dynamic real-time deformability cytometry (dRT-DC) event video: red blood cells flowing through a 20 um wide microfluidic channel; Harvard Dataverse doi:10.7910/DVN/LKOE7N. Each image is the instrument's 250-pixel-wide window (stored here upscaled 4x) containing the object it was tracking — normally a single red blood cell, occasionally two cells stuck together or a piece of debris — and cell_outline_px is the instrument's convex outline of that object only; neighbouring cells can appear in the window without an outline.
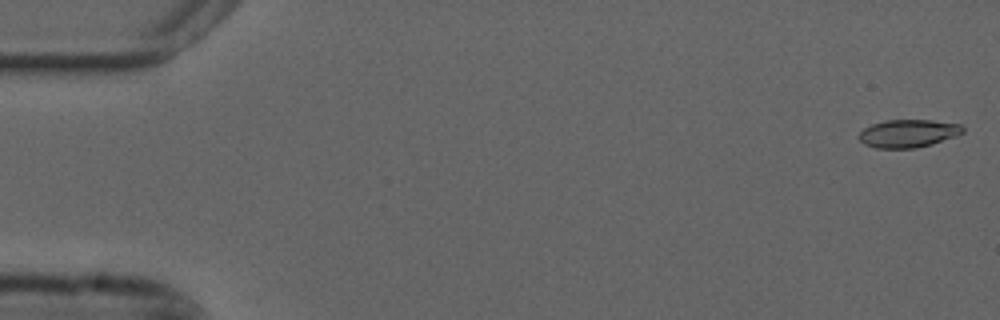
{"species": "common noctule bat (a hibernating species)", "species_latin": "Nyctalus noctula", "temperature_condition": "cold", "stored_images_in_passage": 55, "camera_frame_rate_fps": 3000, "um_per_image_px": 0.085, "animal": {"sex": "male", "forearm_length_mm": 52.5}, "frame": {"image": 1, "passage_image": 1, "time_ms": 0.0, "image_size_px": [1000, 320], "cell_outline_px": [[964, 132], [956, 136], [932, 144], [916, 148], [876, 148], [864, 144], [856, 136], [864, 128], [872, 124], [884, 120], [932, 120], [960, 124], [964, 128]], "centroid_in_image_um": [77.18, 11.34], "position_along_channel_um": 7.8, "area_um2": 16.99}}
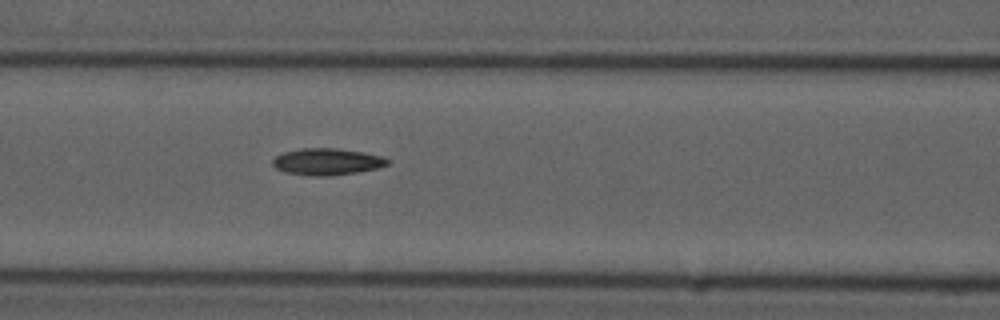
{"frame": {"image": 2, "passage_image": 23, "time_ms": 7.333, "image_size_px": [1000, 320], "cell_outline_px": [[392, 160], [388, 164], [376, 168], [360, 172], [328, 176], [308, 176], [284, 172], [276, 168], [272, 164], [272, 160], [276, 156], [284, 152], [300, 148], [336, 148], [364, 152], [384, 156]], "centroid_in_image_um": [27.82, 13.74], "position_along_channel_um": 138.8, "area_um2": 18.15}}
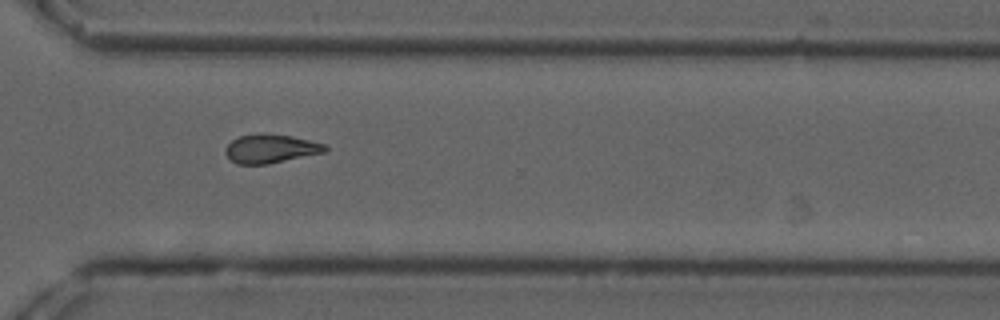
{"frame": {"image": 3, "passage_image": 40, "time_ms": 13.0, "image_size_px": [1000, 320], "cell_outline_px": [[328, 152], [268, 164], [236, 164], [224, 152], [224, 148], [232, 140], [240, 136], [256, 132], [292, 136], [324, 144], [328, 148]], "centroid_in_image_um": [23.01, 12.63], "position_along_channel_um": 347.6, "area_um2": 16.88}, "authors_computed_cell_mechanics": {"area_um2": 17.1666, "velocity_mm_per_s": 3.6965, "shape_relaxation_time_tau1_ms": 10.7843, "shape_relaxation_time_tau2_ms": 6.2495, "deformation_change_tau1": 0.2015, "deformation_change_tau2": 0.1389}}